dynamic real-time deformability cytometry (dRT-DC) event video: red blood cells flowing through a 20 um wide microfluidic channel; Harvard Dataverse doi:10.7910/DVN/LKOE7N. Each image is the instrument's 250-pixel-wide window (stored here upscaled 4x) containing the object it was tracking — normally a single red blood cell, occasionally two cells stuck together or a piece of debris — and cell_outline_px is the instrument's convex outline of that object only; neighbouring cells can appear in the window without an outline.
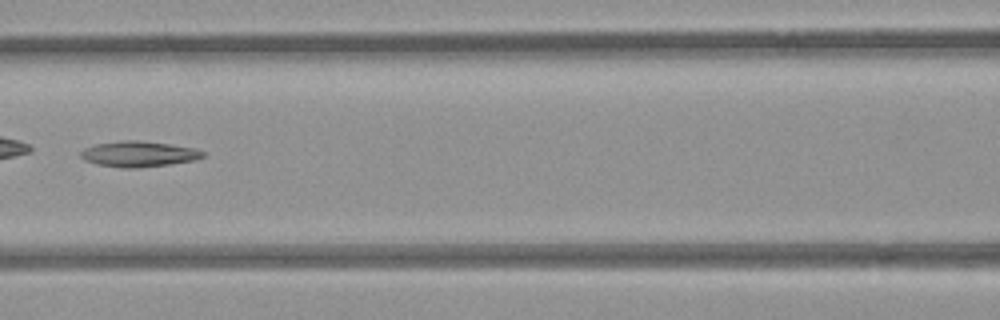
{"species": "common noctule bat (a hibernating species)", "species_latin": "Nyctalus noctula", "temperature_condition": "room temperature", "stored_images_in_passage": 4, "camera_frame_rate_fps": 3000, "um_per_image_px": 0.085, "animal": {"sex": "female", "body_mass_g": 21.9}, "frame": {"image": 1, "passage_image": 3, "time_ms": 0.667, "image_size_px": [1000, 320], "cell_outline_px": [[204, 156], [196, 160], [140, 168], [124, 168], [96, 164], [84, 160], [80, 156], [80, 152], [84, 148], [96, 144], [124, 140], [136, 140], [168, 144], [196, 148], [204, 152]], "centroid_in_image_um": [11.78, 13.09], "position_along_channel_um": 154.8, "area_um2": 18.21}}
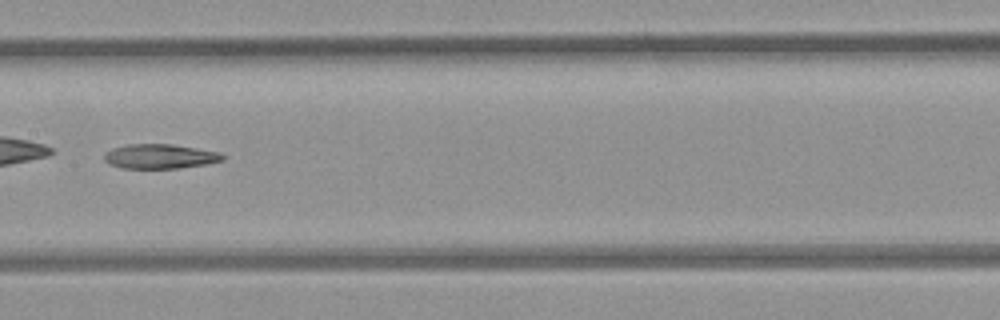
{"frame": {"image": 2, "passage_image": 4, "time_ms": 1.0, "image_size_px": [1000, 320], "cell_outline_px": [[224, 160], [204, 164], [180, 168], [120, 168], [108, 164], [104, 160], [104, 156], [112, 148], [128, 144], [172, 144], [220, 152], [224, 156]], "centroid_in_image_um": [13.58, 13.29], "position_along_channel_um": 193.8, "area_um2": 16.88}}